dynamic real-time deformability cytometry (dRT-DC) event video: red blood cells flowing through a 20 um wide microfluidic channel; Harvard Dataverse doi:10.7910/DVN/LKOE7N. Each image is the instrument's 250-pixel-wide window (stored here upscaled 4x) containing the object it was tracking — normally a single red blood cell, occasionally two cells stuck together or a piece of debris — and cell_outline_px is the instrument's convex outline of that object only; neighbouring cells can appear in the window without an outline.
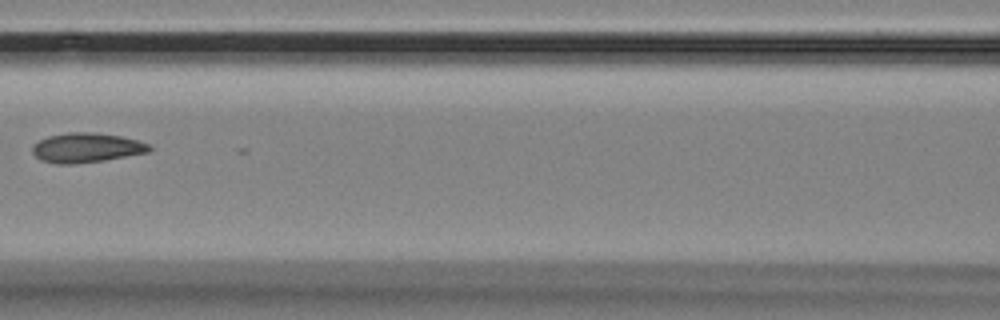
{"species": "Egyptian fruit bat (a non-hibernating species)", "species_latin": "Rousettus aegyptiacus", "temperature_condition": "room temperature", "stored_images_in_passage": 5, "camera_frame_rate_fps": 3000, "um_per_image_px": 0.085, "animal": {"sex": "female"}, "frame": {"image": 1, "passage_image": 5, "time_ms": 4.667, "image_size_px": [1000, 320], "cell_outline_px": [[152, 148], [148, 152], [104, 160], [72, 164], [56, 164], [40, 160], [32, 152], [32, 148], [40, 140], [48, 136], [68, 132], [92, 132], [120, 136], [136, 140], [148, 144]], "centroid_in_image_um": [7.32, 12.56], "position_along_channel_um": 159.3, "area_um2": 19.94}}